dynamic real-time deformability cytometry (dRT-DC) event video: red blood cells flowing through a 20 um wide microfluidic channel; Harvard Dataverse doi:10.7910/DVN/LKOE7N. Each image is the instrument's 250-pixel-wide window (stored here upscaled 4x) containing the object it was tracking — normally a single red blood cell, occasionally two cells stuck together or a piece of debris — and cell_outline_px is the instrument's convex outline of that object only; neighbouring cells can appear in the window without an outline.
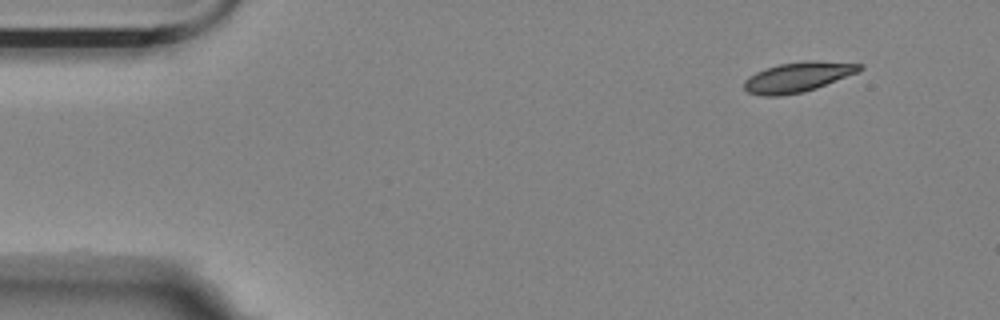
{"species": "Egyptian fruit bat (a non-hibernating species)", "species_latin": "Rousettus aegyptiacus", "temperature_condition": "room temperature", "stored_images_in_passage": 4, "camera_frame_rate_fps": 3000, "um_per_image_px": 0.085, "animal": {"sex": "female"}, "frame": {"image": 1, "passage_image": 1, "time_ms": 0.0, "image_size_px": [1000, 320], "cell_outline_px": [[864, 68], [856, 72], [816, 88], [804, 92], [780, 96], [764, 96], [748, 92], [744, 88], [744, 80], [748, 76], [764, 68], [780, 64], [808, 60], [816, 60], [864, 64]], "centroid_in_image_um": [67.79, 6.54], "position_along_channel_um": 17.2, "area_um2": 20.11}}
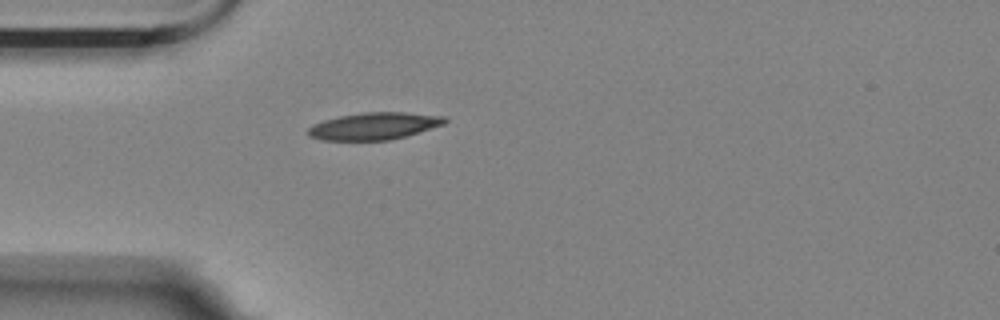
{"frame": {"image": 2, "passage_image": 4, "time_ms": 1.0, "image_size_px": [1000, 320], "cell_outline_px": [[448, 120], [444, 124], [404, 136], [388, 140], [320, 140], [308, 136], [308, 128], [312, 124], [324, 120], [340, 116], [360, 112], [404, 112], [444, 116]], "centroid_in_image_um": [31.76, 10.71], "position_along_channel_um": 53.2, "area_um2": 21.5}}